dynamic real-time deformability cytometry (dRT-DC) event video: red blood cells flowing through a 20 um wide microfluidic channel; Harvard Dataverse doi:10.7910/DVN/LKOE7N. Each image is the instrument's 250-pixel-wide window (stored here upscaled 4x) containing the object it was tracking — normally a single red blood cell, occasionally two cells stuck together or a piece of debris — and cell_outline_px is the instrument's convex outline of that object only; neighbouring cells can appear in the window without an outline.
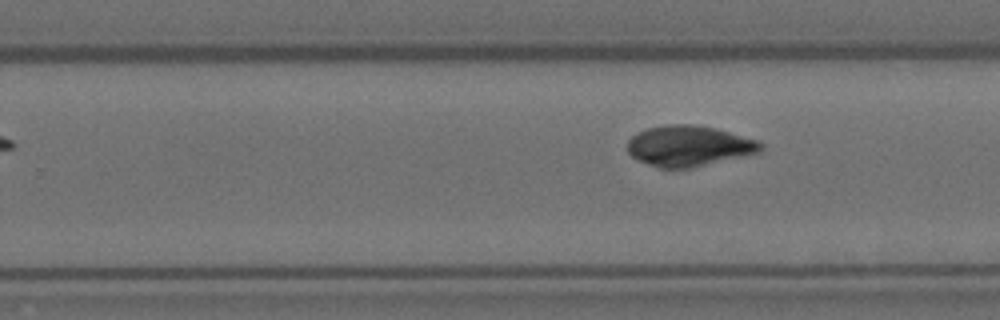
{"species": "Egyptian fruit bat (a non-hibernating species)", "species_latin": "Rousettus aegyptiacus", "temperature_condition": "room temperature", "stored_images_in_passage": 7, "camera_frame_rate_fps": 3000, "um_per_image_px": 0.085, "animal": {"sex": "female"}, "frame": {"image": 1, "passage_image": 7, "time_ms": 2.0, "image_size_px": [1000, 320], "cell_outline_px": [[764, 148], [760, 152], [692, 168], [656, 168], [632, 156], [628, 152], [628, 140], [636, 132], [648, 128], [668, 124], [692, 124], [716, 128], [756, 140], [764, 144]], "centroid_in_image_um": [58.55, 12.4], "position_along_channel_um": 271.2, "area_um2": 31.56}}